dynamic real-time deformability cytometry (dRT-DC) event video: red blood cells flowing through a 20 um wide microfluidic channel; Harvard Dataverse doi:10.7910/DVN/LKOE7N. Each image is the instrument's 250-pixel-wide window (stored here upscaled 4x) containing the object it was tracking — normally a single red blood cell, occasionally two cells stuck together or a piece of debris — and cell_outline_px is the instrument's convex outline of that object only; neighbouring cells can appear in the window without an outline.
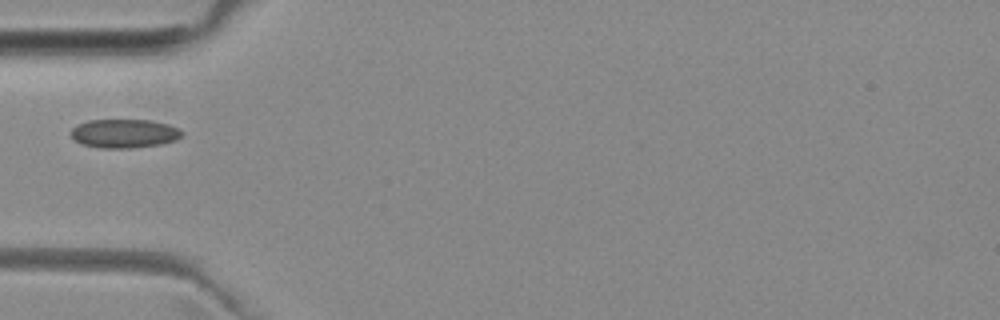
{"species": "common noctule bat (a hibernating species)", "species_latin": "Nyctalus noctula", "temperature_condition": "room temperature", "stored_images_in_passage": 31, "camera_frame_rate_fps": 3000, "um_per_image_px": 0.085, "animal": {"sex": "female", "body_mass_g": 29.2, "forearm_length_mm": 56.3}, "frame": {"image": 1, "passage_image": 1, "time_ms": 0.0, "image_size_px": [1000, 320], "cell_outline_px": [[184, 132], [176, 140], [160, 144], [132, 148], [100, 148], [80, 144], [72, 136], [72, 128], [76, 124], [88, 120], [148, 120], [168, 124], [180, 128]], "centroid_in_image_um": [10.56, 11.34], "position_along_channel_um": 74.4, "area_um2": 18.67}}
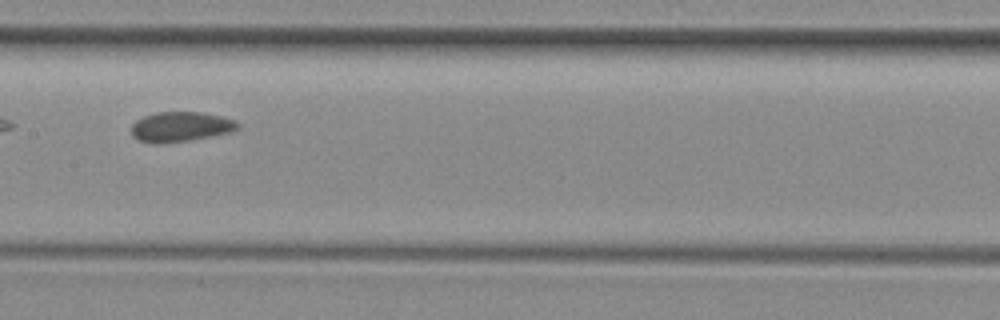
{"frame": {"image": 2, "passage_image": 10, "time_ms": 3.0, "image_size_px": [1000, 320], "cell_outline_px": [[240, 128], [232, 132], [212, 136], [188, 140], [156, 144], [140, 140], [132, 136], [132, 124], [136, 120], [144, 116], [156, 112], [200, 112], [220, 116], [236, 120], [240, 124]], "centroid_in_image_um": [15.38, 10.77], "position_along_channel_um": 192.0, "area_um2": 18.55}}
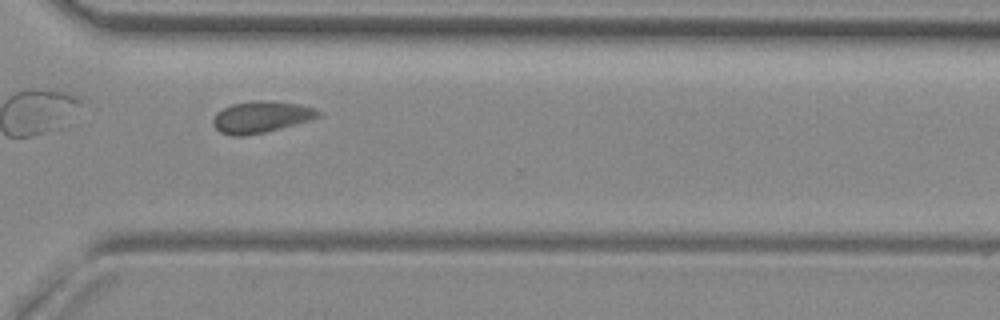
{"frame": {"image": 3, "passage_image": 22, "time_ms": 7.0, "image_size_px": [1000, 320], "cell_outline_px": [[320, 116], [312, 120], [264, 132], [244, 136], [232, 136], [220, 132], [212, 124], [212, 120], [216, 112], [232, 104], [252, 100], [268, 100], [300, 104], [316, 108], [320, 112]], "centroid_in_image_um": [22.19, 9.93], "position_along_channel_um": 348.4, "area_um2": 19.54}}